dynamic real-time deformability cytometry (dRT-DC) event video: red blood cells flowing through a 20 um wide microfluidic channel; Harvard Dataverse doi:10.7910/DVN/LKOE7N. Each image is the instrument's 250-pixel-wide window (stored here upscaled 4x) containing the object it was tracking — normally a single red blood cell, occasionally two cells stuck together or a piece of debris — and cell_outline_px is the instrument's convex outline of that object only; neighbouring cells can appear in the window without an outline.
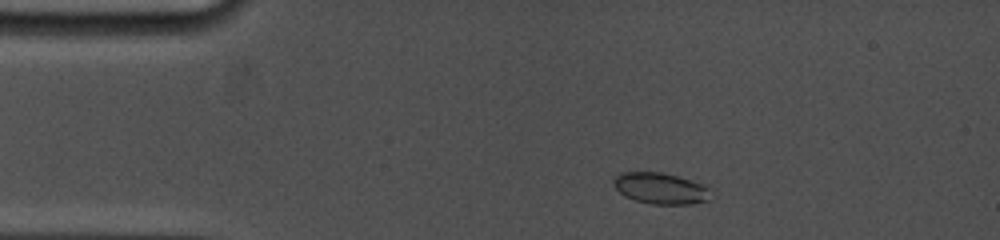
{"species": "common noctule bat (a hibernating species)", "species_latin": "Nyctalus noctula", "temperature_condition": "cold", "stored_images_in_passage": 4, "camera_frame_rate_fps": 5000, "um_per_image_px": 0.085, "animal": {"sex": "female", "body_mass_g": 19.0, "forearm_length_mm": 53.3}, "frame": {"image": 1, "passage_image": 2, "time_ms": 1.2, "image_size_px": [1000, 240], "cell_outline_px": [[712, 200], [692, 204], [652, 204], [636, 200], [624, 196], [612, 184], [612, 180], [620, 172], [660, 172], [708, 184]], "centroid_in_image_um": [56.2, 16.01], "position_along_channel_um": 28.8, "area_um2": 17.98}}